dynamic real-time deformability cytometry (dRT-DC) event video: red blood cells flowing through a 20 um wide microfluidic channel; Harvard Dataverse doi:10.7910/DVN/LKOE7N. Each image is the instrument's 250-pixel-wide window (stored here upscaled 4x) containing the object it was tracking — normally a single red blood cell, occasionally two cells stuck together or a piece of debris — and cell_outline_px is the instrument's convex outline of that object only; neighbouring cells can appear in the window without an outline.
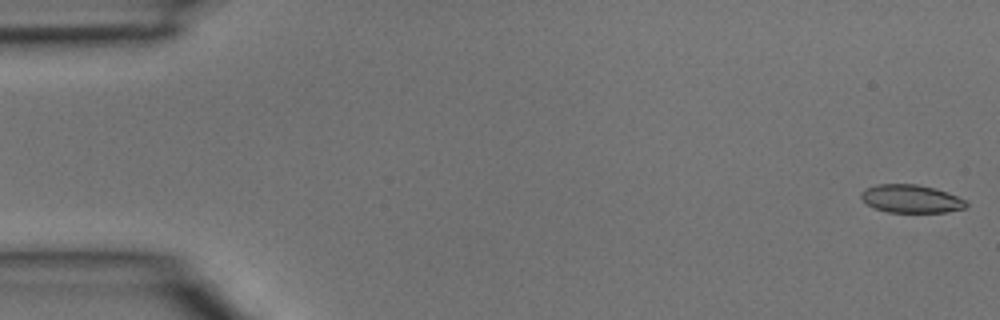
{"species": "common noctule bat (a hibernating species)", "species_latin": "Nyctalus noctula", "temperature_condition": "room temperature", "stored_images_in_passage": 5, "segment_of_instrument_passage": [2, 2], "camera_frame_rate_fps": 3000, "um_per_image_px": 0.085, "animal": {"sex": "male", "body_mass_g": 15.6}, "frame": {"image": 1, "passage_image": 5, "time_ms": 1.333, "image_size_px": [1000, 320], "cell_outline_px": [[968, 204], [964, 208], [944, 212], [888, 212], [876, 208], [868, 204], [860, 196], [860, 192], [864, 188], [876, 184], [916, 184], [932, 188], [956, 196], [964, 200]], "centroid_in_image_um": [77.38, 16.89], "position_along_channel_um": 7.6, "area_um2": 16.88}}